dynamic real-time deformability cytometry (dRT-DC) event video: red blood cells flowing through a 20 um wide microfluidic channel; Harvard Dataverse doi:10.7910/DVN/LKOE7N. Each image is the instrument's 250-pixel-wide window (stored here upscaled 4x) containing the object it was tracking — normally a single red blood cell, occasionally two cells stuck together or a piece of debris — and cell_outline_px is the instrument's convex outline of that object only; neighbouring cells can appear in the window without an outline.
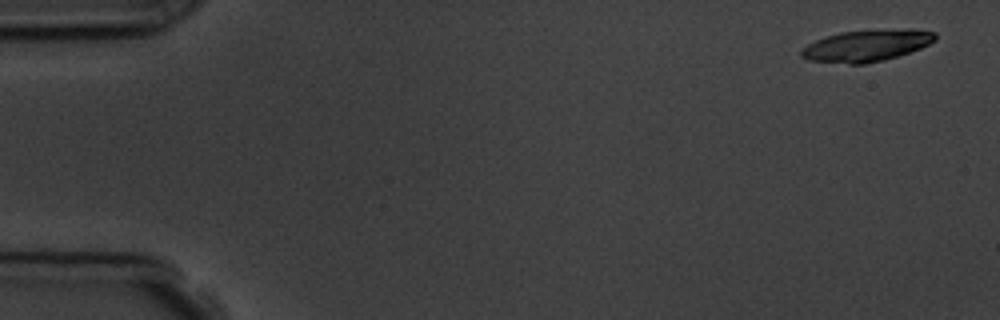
{"species": "common noctule bat (a hibernating species)", "species_latin": "Nyctalus noctula", "temperature_condition": "room temperature", "stored_images_in_passage": 9, "camera_frame_rate_fps": 3000, "um_per_image_px": 0.085, "animal": {"sex": "male", "body_mass_g": 19.5, "forearm_length_mm": 54.6}, "frame": {"image": 1, "passage_image": 1, "time_ms": 0.0, "image_size_px": [1000, 320], "cell_outline_px": [[936, 40], [920, 48], [884, 60], [864, 64], [852, 64], [808, 60], [800, 56], [800, 52], [808, 44], [816, 40], [840, 32], [908, 28], [912, 28], [936, 32]], "centroid_in_image_um": [73.69, 3.87], "position_along_channel_um": 11.3, "area_um2": 24.51}}
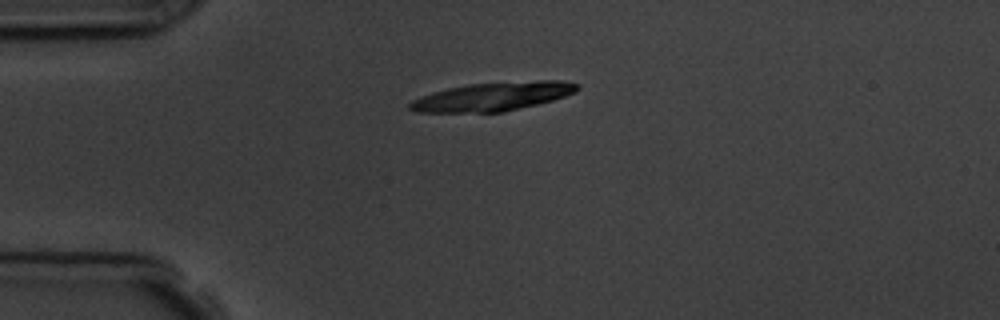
{"frame": {"image": 2, "passage_image": 4, "time_ms": 3.667, "image_size_px": [1000, 320], "cell_outline_px": [[580, 88], [576, 92], [552, 100], [504, 112], [416, 112], [408, 108], [408, 104], [412, 100], [420, 96], [432, 92], [448, 88], [468, 84], [540, 80], [564, 80], [580, 84]], "centroid_in_image_um": [41.89, 8.2], "position_along_channel_um": 43.1, "area_um2": 27.98}}